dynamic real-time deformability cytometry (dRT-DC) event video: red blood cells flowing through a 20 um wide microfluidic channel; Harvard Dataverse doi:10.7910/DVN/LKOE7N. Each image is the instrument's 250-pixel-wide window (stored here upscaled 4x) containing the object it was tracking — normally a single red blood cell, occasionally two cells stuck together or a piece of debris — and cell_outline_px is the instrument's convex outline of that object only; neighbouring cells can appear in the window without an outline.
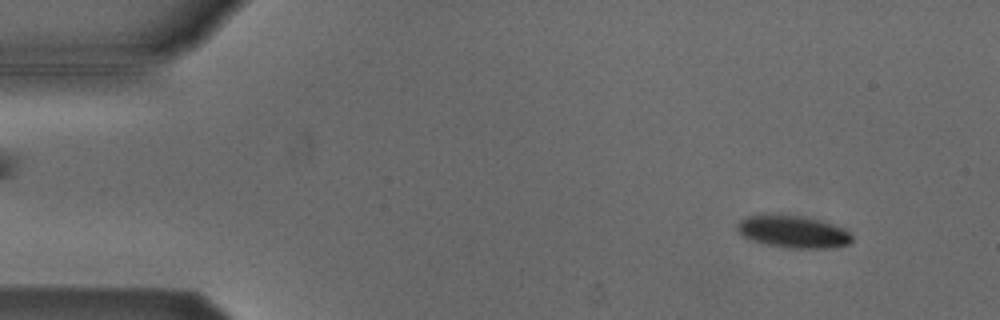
{"species": "Egyptian fruit bat (a non-hibernating species)", "species_latin": "Rousettus aegyptiacus", "temperature_condition": "cold", "stored_images_in_passage": 49, "camera_frame_rate_fps": 3000, "um_per_image_px": 0.085, "animal": {"sex": "male"}, "frame": {"image": 1, "passage_image": 1, "time_ms": 0.0, "image_size_px": [1000, 320], "cell_outline_px": [[852, 240], [848, 244], [832, 248], [784, 248], [764, 244], [748, 240], [736, 228], [736, 224], [740, 220], [748, 216], [800, 216], [832, 224], [844, 228], [852, 236]], "centroid_in_image_um": [67.4, 19.74], "position_along_channel_um": 17.6, "area_um2": 21.21}}
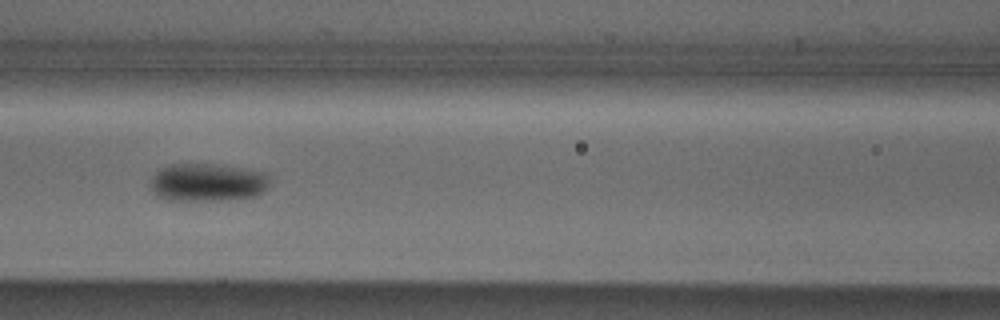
{"frame": {"image": 2, "passage_image": 19, "time_ms": 6.0, "image_size_px": [1000, 320], "cell_outline_px": [[264, 192], [256, 196], [224, 200], [168, 200], [152, 192], [152, 176], [160, 168], [172, 164], [216, 164], [240, 168], [260, 172], [264, 176]], "centroid_in_image_um": [17.54, 15.51], "position_along_channel_um": 149.1, "area_um2": 25.72}}
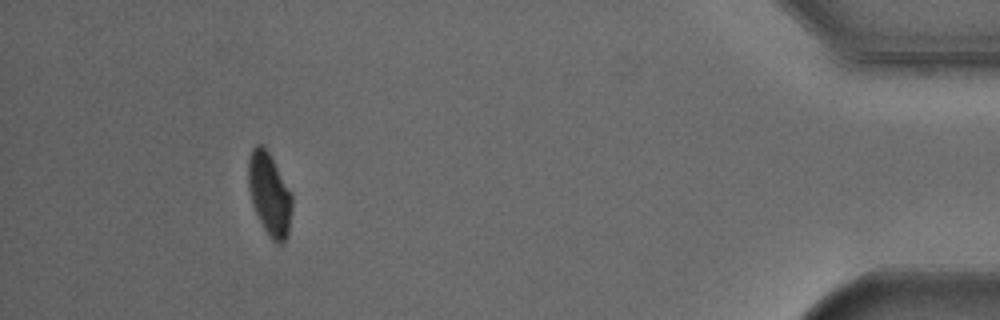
{"frame": {"image": 3, "passage_image": 45, "time_ms": 14.667, "image_size_px": [1000, 320], "cell_outline_px": [[292, 208], [288, 236], [284, 244], [276, 244], [272, 240], [264, 228], [252, 204], [248, 184], [248, 160], [252, 148], [256, 144], [264, 144], [292, 196]], "centroid_in_image_um": [22.9, 16.53], "position_along_channel_um": 412.3, "area_um2": 20.92}, "authors_computed_cell_mechanics": {"area_um2": 23.2934, "velocity_mm_per_s": 3.7972, "shape_relaxation_time_tau1_ms": 2.9114, "shape_relaxation_time_tau2_ms": null, "deformation_change_tau1": 0.0905, "deformation_change_tau2": null}}